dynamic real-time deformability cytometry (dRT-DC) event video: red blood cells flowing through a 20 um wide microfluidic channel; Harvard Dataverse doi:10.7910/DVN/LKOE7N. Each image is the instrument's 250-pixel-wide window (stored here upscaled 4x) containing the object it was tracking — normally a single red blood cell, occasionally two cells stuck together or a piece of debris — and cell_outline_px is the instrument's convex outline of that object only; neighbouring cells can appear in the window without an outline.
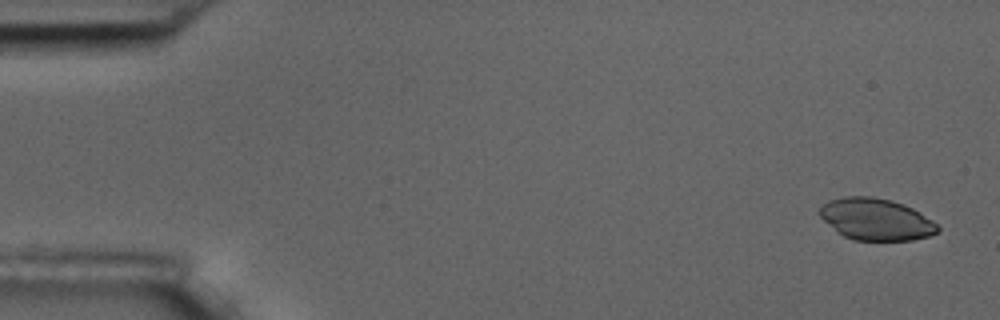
{"species": "common noctule bat (a hibernating species)", "species_latin": "Nyctalus noctula", "temperature_condition": "room temperature", "stored_images_in_passage": 5, "camera_frame_rate_fps": 3000, "um_per_image_px": 0.085, "animal": {"sex": "male", "body_mass_g": 17.5, "forearm_length_mm": 52.3}, "frame": {"image": 1, "passage_image": 1, "time_ms": 0.0, "image_size_px": [1000, 320], "cell_outline_px": [[940, 228], [936, 232], [928, 236], [912, 240], [852, 240], [836, 232], [820, 216], [820, 208], [828, 200], [844, 196], [872, 196], [892, 200], [904, 204], [920, 212], [932, 220]], "centroid_in_image_um": [74.45, 18.63], "position_along_channel_um": 10.6, "area_um2": 28.73}}
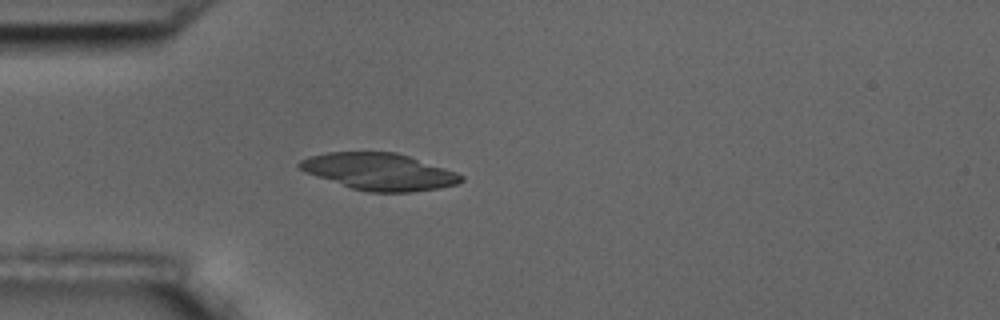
{"frame": {"image": 2, "passage_image": 5, "time_ms": 4.667, "image_size_px": [1000, 320], "cell_outline_px": [[464, 180], [456, 184], [440, 188], [412, 192], [368, 192], [352, 188], [308, 172], [300, 168], [296, 164], [300, 160], [308, 156], [328, 152], [396, 152], [456, 172], [464, 176]], "centroid_in_image_um": [32.26, 14.59], "position_along_channel_um": 52.7, "area_um2": 34.28}}